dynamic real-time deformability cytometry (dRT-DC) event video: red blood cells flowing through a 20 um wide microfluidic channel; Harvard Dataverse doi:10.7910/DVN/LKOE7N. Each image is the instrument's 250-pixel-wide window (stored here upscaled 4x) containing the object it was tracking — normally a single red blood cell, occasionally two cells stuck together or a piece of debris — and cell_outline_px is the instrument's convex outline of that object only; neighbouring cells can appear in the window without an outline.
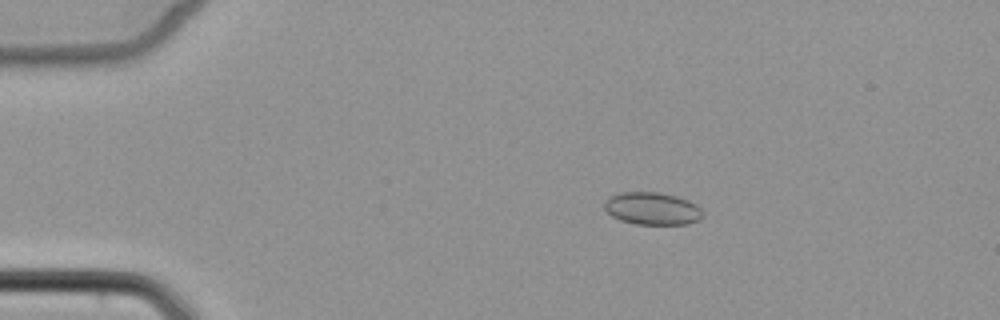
{"species": "common noctule bat (a hibernating species)", "species_latin": "Nyctalus noctula", "temperature_condition": "cold", "stored_images_in_passage": 3, "camera_frame_rate_fps": 3000, "um_per_image_px": 0.085, "animal": {"sex": "female", "body_mass_g": 22.7, "forearm_length_mm": 54.2}, "frame": {"image": 1, "passage_image": 2, "time_ms": 1.333, "image_size_px": [1000, 320], "cell_outline_px": [[704, 216], [700, 220], [688, 224], [636, 224], [620, 220], [612, 216], [604, 208], [604, 200], [608, 196], [620, 192], [660, 192], [676, 196], [688, 200], [696, 204], [704, 212]], "centroid_in_image_um": [55.45, 17.72], "position_along_channel_um": 29.6, "area_um2": 18.9}}